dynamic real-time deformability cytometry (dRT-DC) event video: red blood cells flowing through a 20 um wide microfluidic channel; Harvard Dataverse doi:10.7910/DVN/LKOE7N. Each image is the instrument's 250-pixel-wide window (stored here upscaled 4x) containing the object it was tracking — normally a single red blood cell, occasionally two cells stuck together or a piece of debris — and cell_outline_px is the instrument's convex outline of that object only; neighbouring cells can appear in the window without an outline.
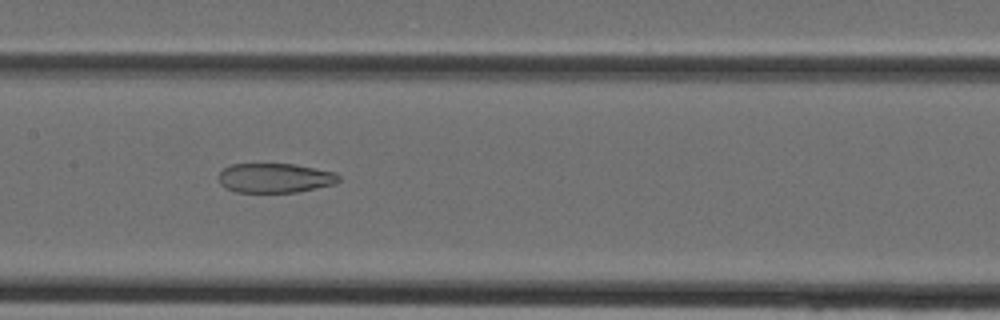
{"species": "Egyptian fruit bat (a non-hibernating species)", "species_latin": "Rousettus aegyptiacus", "temperature_condition": "cold", "stored_images_in_passage": 38, "camera_frame_rate_fps": 3000, "um_per_image_px": 0.085, "animal": {"sex": "female"}, "frame": {"image": 1, "passage_image": 18, "time_ms": 5.667, "image_size_px": [1000, 320], "cell_outline_px": [[340, 180], [332, 184], [316, 188], [296, 192], [236, 192], [224, 188], [220, 184], [220, 172], [224, 168], [232, 164], [292, 164], [336, 172], [340, 176]], "centroid_in_image_um": [23.36, 15.13], "position_along_channel_um": 184.0, "area_um2": 20.52}}
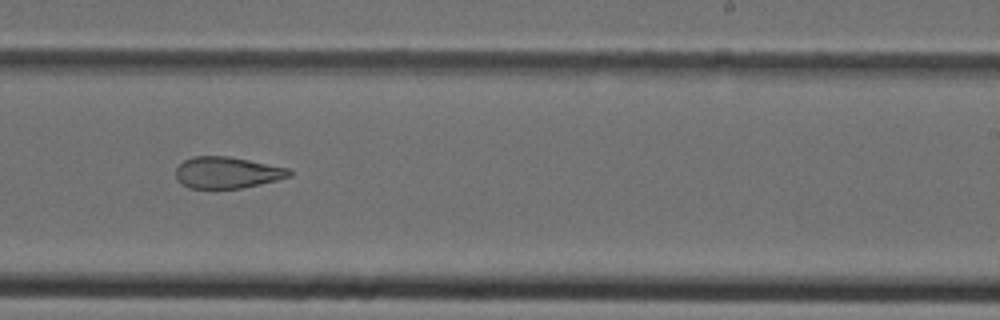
{"frame": {"image": 2, "passage_image": 23, "time_ms": 7.333, "image_size_px": [1000, 320], "cell_outline_px": [[292, 176], [276, 180], [240, 188], [188, 188], [180, 184], [176, 180], [176, 168], [184, 160], [192, 156], [228, 156], [288, 168], [292, 172]], "centroid_in_image_um": [19.26, 14.67], "position_along_channel_um": 269.7, "area_um2": 20.75}}
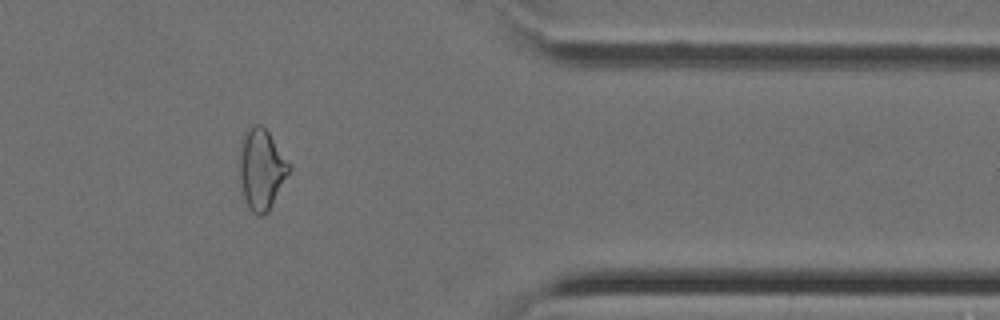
{"frame": {"image": 3, "passage_image": 31, "time_ms": 10.0, "image_size_px": [1000, 320], "cell_outline_px": [[292, 168], [268, 212], [260, 216], [256, 216], [248, 208], [244, 196], [240, 176], [240, 156], [244, 132], [252, 124], [260, 124], [268, 132], [292, 164]], "centroid_in_image_um": [22.26, 14.39], "position_along_channel_um": 389.1, "area_um2": 23.24}}